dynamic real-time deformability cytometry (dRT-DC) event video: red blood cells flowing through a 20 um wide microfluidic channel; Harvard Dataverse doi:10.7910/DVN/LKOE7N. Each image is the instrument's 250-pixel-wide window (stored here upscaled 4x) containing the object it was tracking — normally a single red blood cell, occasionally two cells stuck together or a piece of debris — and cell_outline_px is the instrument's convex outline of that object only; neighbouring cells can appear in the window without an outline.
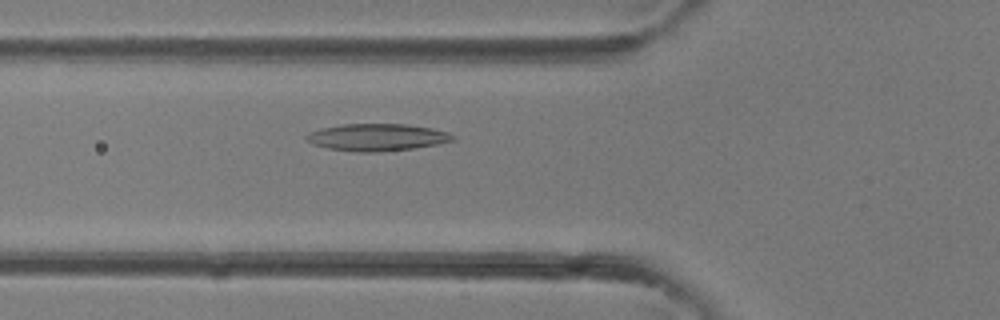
{"species": "common noctule bat (a hibernating species)", "species_latin": "Nyctalus noctula", "temperature_condition": "room temperature", "stored_images_in_passage": 40, "camera_frame_rate_fps": 3000, "um_per_image_px": 0.085, "animal": {"sex": "female"}, "frame": {"image": 1, "passage_image": 14, "time_ms": 4.333, "image_size_px": [1000, 320], "cell_outline_px": [[456, 140], [436, 144], [412, 148], [376, 152], [356, 152], [328, 148], [312, 144], [304, 136], [308, 132], [320, 128], [340, 124], [408, 124], [432, 128], [448, 132], [456, 136]], "centroid_in_image_um": [32.04, 11.66], "position_along_channel_um": 93.8, "area_um2": 23.24}}
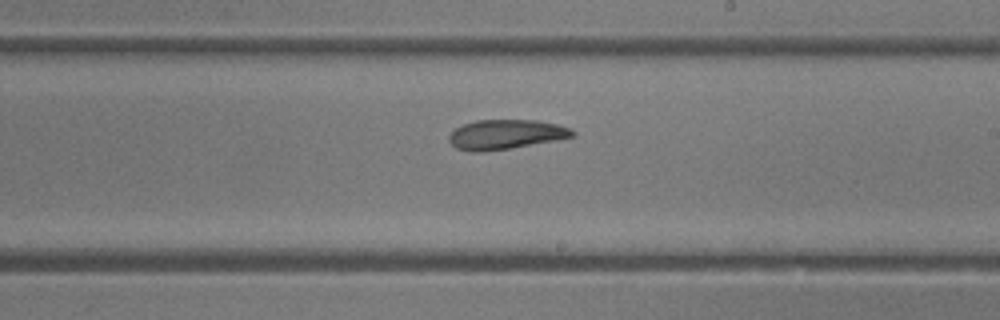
{"frame": {"image": 2, "passage_image": 23, "time_ms": 7.333, "image_size_px": [1000, 320], "cell_outline_px": [[576, 136], [556, 140], [512, 148], [484, 152], [468, 152], [456, 148], [448, 140], [448, 136], [456, 128], [464, 124], [476, 120], [536, 120], [556, 124], [572, 128], [576, 132]], "centroid_in_image_um": [43.0, 11.44], "position_along_channel_um": 246.0, "area_um2": 21.5}}
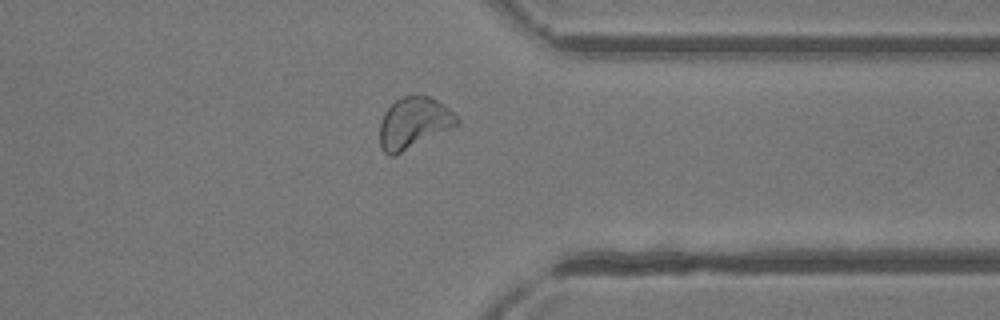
{"frame": {"image": 3, "passage_image": 31, "time_ms": 10.0, "image_size_px": [1000, 320], "cell_outline_px": [[460, 124], [396, 156], [388, 156], [380, 148], [380, 120], [384, 112], [396, 100], [404, 96], [428, 96], [444, 104], [460, 120]], "centroid_in_image_um": [35.16, 10.49], "position_along_channel_um": 376.2, "area_um2": 23.18}}